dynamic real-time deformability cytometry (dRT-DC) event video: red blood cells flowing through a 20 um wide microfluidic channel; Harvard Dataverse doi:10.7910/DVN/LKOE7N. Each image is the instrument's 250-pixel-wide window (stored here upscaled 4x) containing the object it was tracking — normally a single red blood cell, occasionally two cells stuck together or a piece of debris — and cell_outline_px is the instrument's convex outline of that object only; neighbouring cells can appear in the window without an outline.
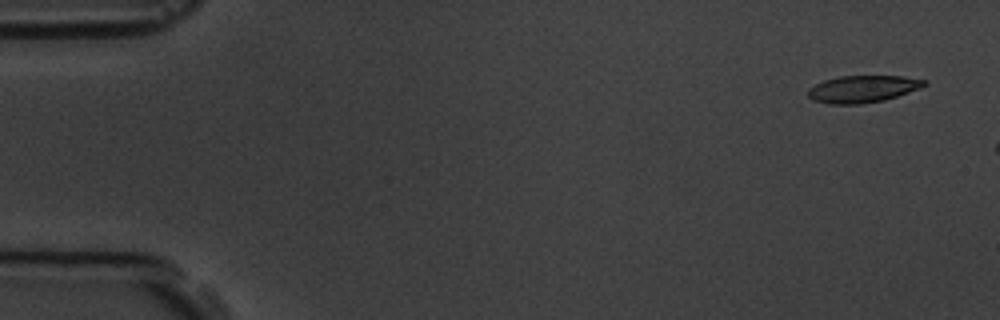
{"species": "common noctule bat (a hibernating species)", "species_latin": "Nyctalus noctula", "temperature_condition": "room temperature", "stored_images_in_passage": 4, "camera_frame_rate_fps": 3000, "um_per_image_px": 0.085, "animal": {"sex": "male", "body_mass_g": 19.5, "forearm_length_mm": 54.6}, "frame": {"image": 1, "passage_image": 1, "time_ms": 0.0, "image_size_px": [1000, 320], "cell_outline_px": [[928, 84], [920, 88], [884, 100], [860, 104], [828, 104], [812, 100], [808, 96], [808, 88], [824, 80], [840, 76], [904, 76], [928, 80]], "centroid_in_image_um": [73.33, 7.56], "position_along_channel_um": 11.7, "area_um2": 18.38}}